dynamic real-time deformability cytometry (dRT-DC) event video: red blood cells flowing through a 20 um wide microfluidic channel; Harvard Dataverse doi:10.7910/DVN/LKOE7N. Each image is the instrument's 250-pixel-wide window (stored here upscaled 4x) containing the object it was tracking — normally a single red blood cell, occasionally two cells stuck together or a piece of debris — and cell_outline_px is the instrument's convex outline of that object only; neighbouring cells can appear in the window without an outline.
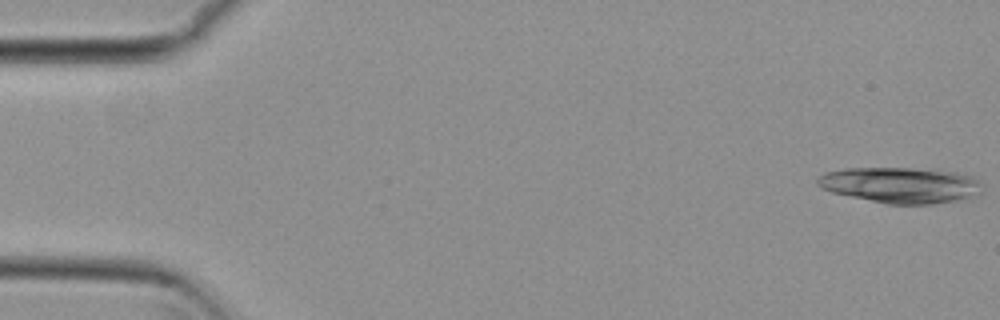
{"species": "common noctule bat (a hibernating species)", "species_latin": "Nyctalus noctula", "temperature_condition": "cold", "stored_images_in_passage": 21, "camera_frame_rate_fps": 3000, "um_per_image_px": 0.085, "animal": {"sex": "female", "body_mass_g": 29.2, "forearm_length_mm": 56.3}, "frame": {"image": 1, "passage_image": 1, "time_ms": 0.0, "image_size_px": [1000, 320], "cell_outline_px": [[984, 188], [980, 192], [956, 200], [932, 204], [888, 204], [832, 192], [820, 188], [816, 184], [816, 180], [824, 172], [844, 168], [912, 168], [956, 172], [972, 176]], "centroid_in_image_um": [76.49, 15.72], "position_along_channel_um": 8.5, "area_um2": 34.1}}